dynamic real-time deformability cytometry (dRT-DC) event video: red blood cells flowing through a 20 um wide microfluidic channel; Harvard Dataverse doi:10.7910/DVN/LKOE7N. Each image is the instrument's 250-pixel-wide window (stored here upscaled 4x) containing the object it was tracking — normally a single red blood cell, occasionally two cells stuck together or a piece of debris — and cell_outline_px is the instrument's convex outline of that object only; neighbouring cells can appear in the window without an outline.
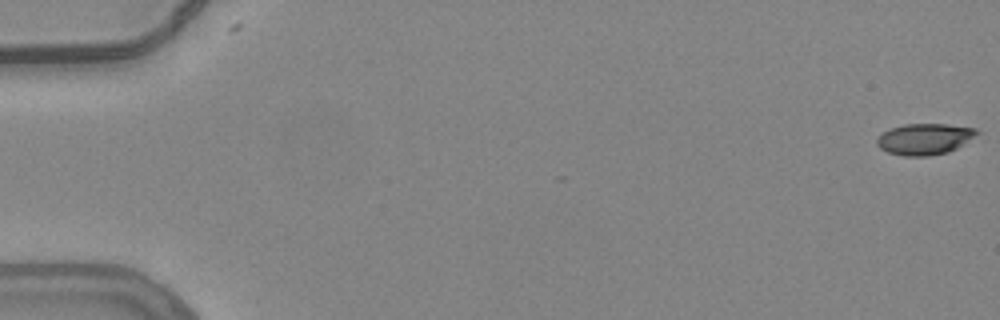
{"species": "common noctule bat (a hibernating species)", "species_latin": "Nyctalus noctula", "temperature_condition": "warm", "stored_images_in_passage": 51, "camera_frame_rate_fps": 3000, "um_per_image_px": 0.085, "animal": {"sex": "female", "body_mass_g": 24.6, "forearm_length_mm": 56.2}, "frame": {"image": 1, "passage_image": 1, "time_ms": 0.0, "image_size_px": [1000, 320], "cell_outline_px": [[980, 132], [956, 148], [948, 152], [928, 156], [904, 156], [888, 152], [880, 148], [876, 144], [876, 140], [888, 128], [904, 124], [948, 124], [976, 128]], "centroid_in_image_um": [78.57, 11.81], "position_along_channel_um": 6.4, "area_um2": 18.09}}
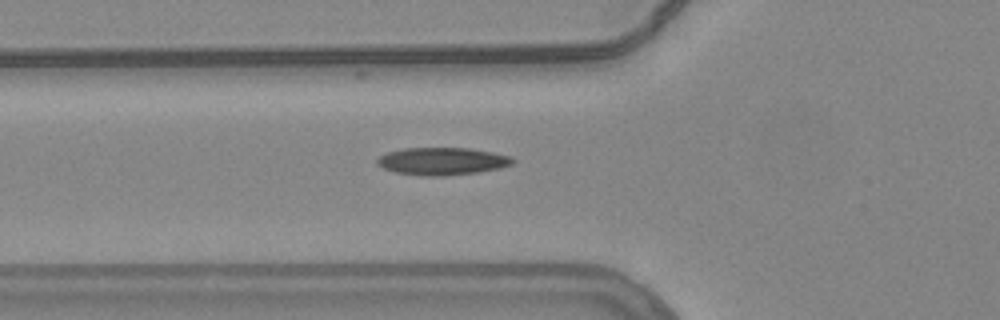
{"frame": {"image": 2, "passage_image": 21, "time_ms": 6.667, "image_size_px": [1000, 320], "cell_outline_px": [[516, 160], [512, 164], [500, 168], [476, 172], [444, 176], [428, 176], [396, 172], [384, 168], [376, 164], [376, 160], [380, 156], [388, 152], [404, 148], [468, 148], [492, 152], [508, 156]], "centroid_in_image_um": [37.58, 13.7], "position_along_channel_um": 88.2, "area_um2": 21.5}}
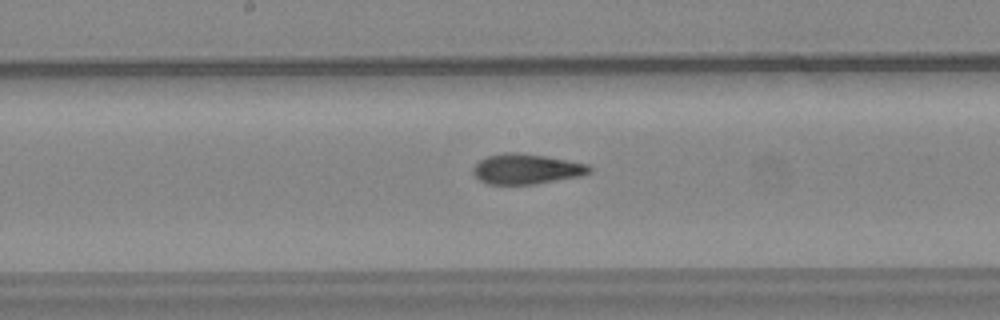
{"frame": {"image": 3, "passage_image": 30, "time_ms": 9.667, "image_size_px": [1000, 320], "cell_outline_px": [[592, 172], [580, 176], [536, 184], [484, 184], [472, 172], [472, 168], [480, 160], [488, 156], [504, 152], [516, 152], [544, 156], [588, 164], [592, 168]], "centroid_in_image_um": [44.74, 14.37], "position_along_channel_um": 203.5, "area_um2": 20.46}}